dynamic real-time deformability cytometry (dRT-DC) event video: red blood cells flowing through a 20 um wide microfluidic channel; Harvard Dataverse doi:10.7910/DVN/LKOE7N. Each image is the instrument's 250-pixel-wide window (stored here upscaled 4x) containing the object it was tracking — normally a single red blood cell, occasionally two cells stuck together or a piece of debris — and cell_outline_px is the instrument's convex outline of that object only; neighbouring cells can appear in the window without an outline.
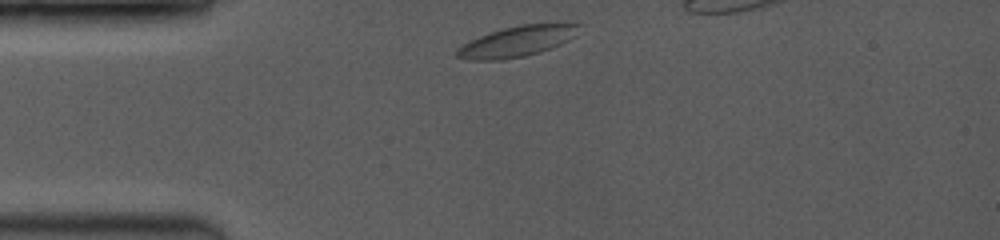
{"species": "common noctule bat (a hibernating species)", "species_latin": "Nyctalus noctula", "temperature_condition": "room temperature", "stored_images_in_passage": 25, "segment_of_instrument_passage": [1, 2], "camera_frame_rate_fps": 3500, "um_per_image_px": 0.085, "animal": {"sex": "female", "body_mass_g": 19.0, "forearm_length_mm": 53.3}, "frame": {"image": 1, "passage_image": 1, "time_ms": 0.0, "image_size_px": [1000, 240], "cell_outline_px": [[580, 24], [568, 40], [560, 44], [540, 52], [524, 56], [500, 60], [472, 60], [456, 56], [456, 52], [464, 44], [488, 32], [500, 28], [520, 24], [560, 20]], "centroid_in_image_um": [44.01, 3.46], "position_along_channel_um": 41.0, "area_um2": 22.02}}
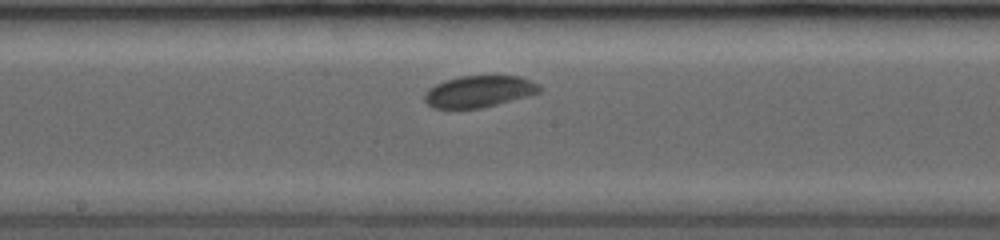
{"frame": {"image": 2, "passage_image": 13, "time_ms": 4.857, "image_size_px": [1000, 240], "cell_outline_px": [[544, 88], [540, 92], [528, 96], [480, 108], [432, 108], [424, 100], [424, 96], [428, 88], [444, 80], [460, 76], [520, 76], [540, 84]], "centroid_in_image_um": [40.74, 7.76], "position_along_channel_um": 207.5, "area_um2": 21.21}}
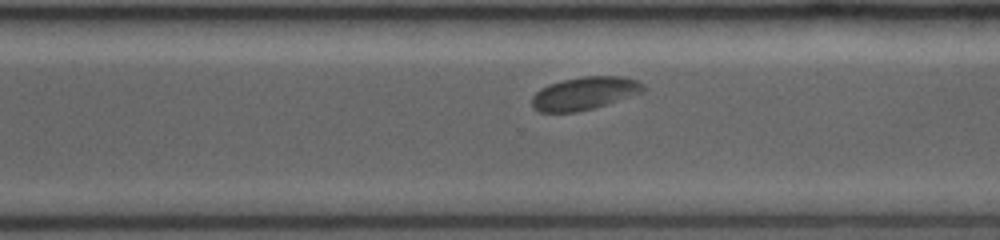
{"frame": {"image": 3, "passage_image": 22, "time_ms": 7.714, "image_size_px": [1000, 240], "cell_outline_px": [[648, 88], [644, 92], [592, 108], [576, 112], [540, 112], [532, 108], [532, 96], [540, 88], [548, 84], [560, 80], [584, 76], [624, 76], [636, 80], [644, 84]], "centroid_in_image_um": [49.68, 7.92], "position_along_channel_um": 320.9, "area_um2": 21.5}}